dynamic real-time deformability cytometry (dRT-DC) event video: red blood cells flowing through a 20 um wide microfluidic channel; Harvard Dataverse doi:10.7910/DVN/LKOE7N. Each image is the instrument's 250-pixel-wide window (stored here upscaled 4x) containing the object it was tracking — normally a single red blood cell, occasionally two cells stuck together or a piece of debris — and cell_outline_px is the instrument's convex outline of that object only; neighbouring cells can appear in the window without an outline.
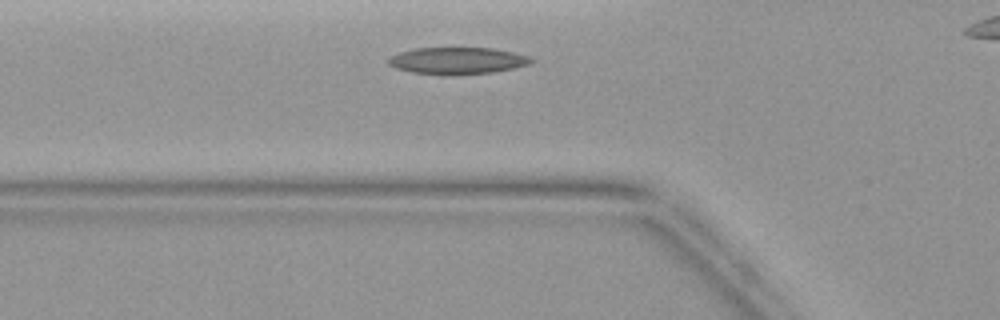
{"species": "common noctule bat (a hibernating species)", "species_latin": "Nyctalus noctula", "temperature_condition": "warm", "stored_images_in_passage": 4, "segment_of_instrument_passage": [1, 2], "camera_frame_rate_fps": 3000, "um_per_image_px": 0.085, "animal": {"sex": "female", "body_mass_g": 19.9}, "frame": {"image": 1, "passage_image": 3, "time_ms": 3.333, "image_size_px": [1000, 320], "cell_outline_px": [[536, 60], [532, 64], [492, 72], [448, 76], [444, 76], [412, 72], [396, 68], [388, 64], [388, 56], [412, 48], [496, 48], [528, 56]], "centroid_in_image_um": [38.86, 5.16], "position_along_channel_um": 86.9, "area_um2": 22.66}}